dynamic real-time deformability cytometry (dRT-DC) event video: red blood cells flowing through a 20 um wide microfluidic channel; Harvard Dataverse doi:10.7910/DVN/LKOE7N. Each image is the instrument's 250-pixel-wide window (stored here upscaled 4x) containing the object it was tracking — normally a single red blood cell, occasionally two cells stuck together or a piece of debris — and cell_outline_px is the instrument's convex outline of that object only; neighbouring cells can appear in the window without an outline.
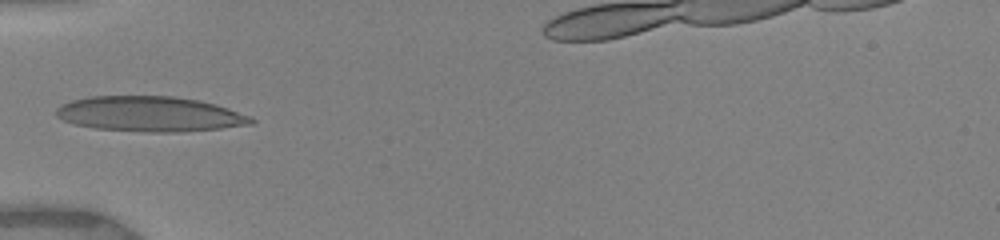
{"species": "human", "species_latin": "Homo sapiens", "temperature_condition": "warm", "stored_images_in_passage": 7, "camera_frame_rate_fps": 3000, "um_per_image_px": 0.085, "donor": {"sex": "female"}, "frame": {"image": 1, "passage_image": 1, "time_ms": 0.0, "image_size_px": [1000, 240], "cell_outline_px": [[256, 120], [252, 124], [220, 128], [176, 132], [148, 132], [96, 128], [76, 124], [64, 120], [56, 116], [56, 108], [60, 104], [72, 100], [88, 96], [172, 96], [196, 100], [216, 104], [252, 116]], "centroid_in_image_um": [12.74, 9.68], "position_along_channel_um": 72.3, "area_um2": 39.88}}